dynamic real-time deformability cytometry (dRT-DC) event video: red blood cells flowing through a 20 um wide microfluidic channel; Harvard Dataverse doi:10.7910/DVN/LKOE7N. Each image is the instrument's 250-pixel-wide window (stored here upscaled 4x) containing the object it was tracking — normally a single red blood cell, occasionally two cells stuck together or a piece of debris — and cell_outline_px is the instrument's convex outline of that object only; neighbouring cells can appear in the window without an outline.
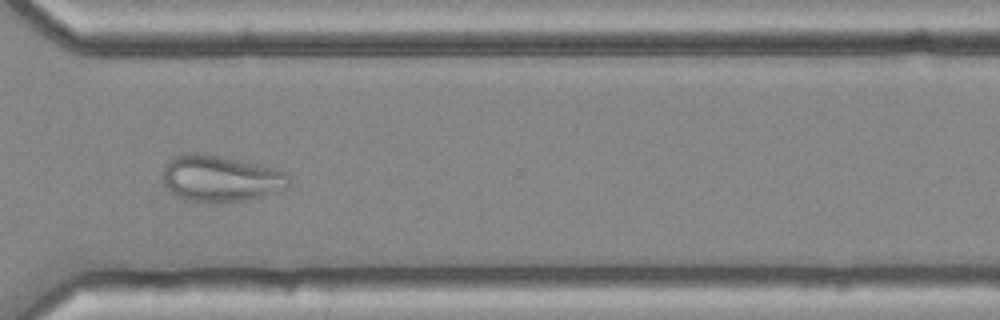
{"species": "common noctule bat (a hibernating species)", "species_latin": "Nyctalus noctula", "temperature_condition": "cold", "stored_images_in_passage": 54, "camera_frame_rate_fps": 3000, "um_per_image_px": 0.085, "animal": {"sex": "female", "body_mass_g": 25.1}, "frame": {"image": 1, "passage_image": 39, "time_ms": 12.667, "image_size_px": [1000, 320], "cell_outline_px": [[288, 184], [268, 192], [256, 196], [240, 200], [188, 200], [176, 196], [164, 184], [164, 168], [168, 160], [176, 156], [192, 152], [204, 152], [260, 164], [276, 168], [284, 172], [288, 176]], "centroid_in_image_um": [18.67, 15.09], "position_along_channel_um": 351.9, "area_um2": 32.83}}